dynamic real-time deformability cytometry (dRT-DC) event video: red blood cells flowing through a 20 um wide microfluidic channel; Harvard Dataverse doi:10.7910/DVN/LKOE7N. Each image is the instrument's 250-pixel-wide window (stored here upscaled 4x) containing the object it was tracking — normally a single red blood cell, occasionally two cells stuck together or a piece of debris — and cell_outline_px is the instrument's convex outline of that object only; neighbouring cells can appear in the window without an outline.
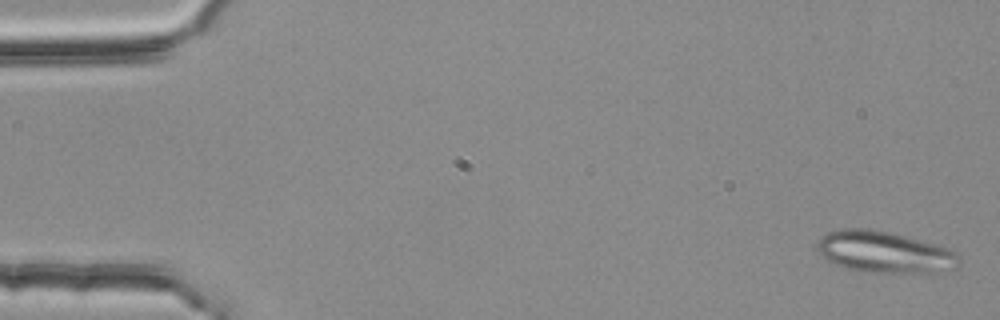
{"species": "common noctule bat (a hibernating species)", "species_latin": "Nyctalus noctula", "temperature_condition": "room temperature", "stored_images_in_passage": 16, "camera_frame_rate_fps": 3000, "um_per_image_px": 0.085, "animal": {"sex": "female", "body_mass_g": 25.1}, "frame": {"image": 1, "passage_image": 1, "time_ms": 0.0, "image_size_px": [1000, 320], "cell_outline_px": [[960, 260], [956, 268], [936, 272], [872, 272], [848, 268], [824, 260], [816, 248], [816, 244], [820, 236], [828, 232], [840, 228], [872, 228], [892, 232], [948, 248], [956, 252], [960, 256]], "centroid_in_image_um": [75.14, 21.4], "position_along_channel_um": 9.9, "area_um2": 34.45}}